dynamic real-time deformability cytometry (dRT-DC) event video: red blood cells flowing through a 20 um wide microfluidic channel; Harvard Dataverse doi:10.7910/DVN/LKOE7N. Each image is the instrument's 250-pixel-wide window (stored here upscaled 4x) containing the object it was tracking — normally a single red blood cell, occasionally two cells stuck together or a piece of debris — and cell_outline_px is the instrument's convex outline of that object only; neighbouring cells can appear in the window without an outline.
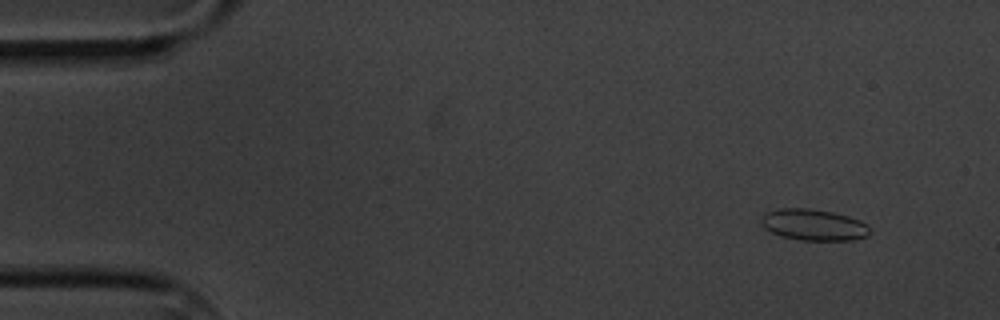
{"species": "common noctule bat (a hibernating species)", "species_latin": "Nyctalus noctula", "temperature_condition": "cold", "stored_images_in_passage": 5, "camera_frame_rate_fps": 3000, "um_per_image_px": 0.085, "animal": {"sex": "male", "body_mass_g": 20.1, "forearm_length_mm": 53.5}, "frame": {"image": 1, "passage_image": 2, "time_ms": 1.333, "image_size_px": [1000, 320], "cell_outline_px": [[872, 232], [868, 236], [852, 240], [800, 240], [780, 236], [764, 228], [760, 220], [760, 216], [764, 212], [780, 208], [808, 208], [832, 212], [848, 216], [860, 220]], "centroid_in_image_um": [69.12, 19.11], "position_along_channel_um": 15.9, "area_um2": 19.94}}